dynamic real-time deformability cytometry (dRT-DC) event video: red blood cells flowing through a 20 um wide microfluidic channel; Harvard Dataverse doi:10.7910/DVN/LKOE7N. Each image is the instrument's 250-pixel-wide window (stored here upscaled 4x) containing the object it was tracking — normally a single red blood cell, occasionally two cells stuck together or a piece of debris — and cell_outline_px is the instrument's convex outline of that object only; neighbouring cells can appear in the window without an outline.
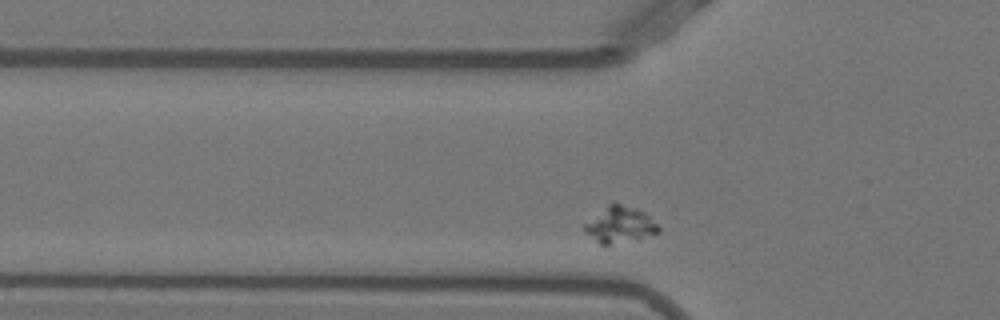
{"species": "Egyptian fruit bat (a non-hibernating species)", "species_latin": "Rousettus aegyptiacus", "temperature_condition": "warm", "stored_images_in_passage": 36, "camera_frame_rate_fps": 3000, "um_per_image_px": 0.085, "animal": {"sex": "female"}, "frame": {"image": 1, "passage_image": 5, "time_ms": 1.333, "image_size_px": [1000, 320], "cell_outline_px": [[660, 232], [608, 244], [600, 244], [584, 232], [580, 224], [612, 200], [616, 200], [644, 212], [660, 228]], "centroid_in_image_um": [52.56, 19.02], "position_along_channel_um": 73.2, "area_um2": 15.72}}
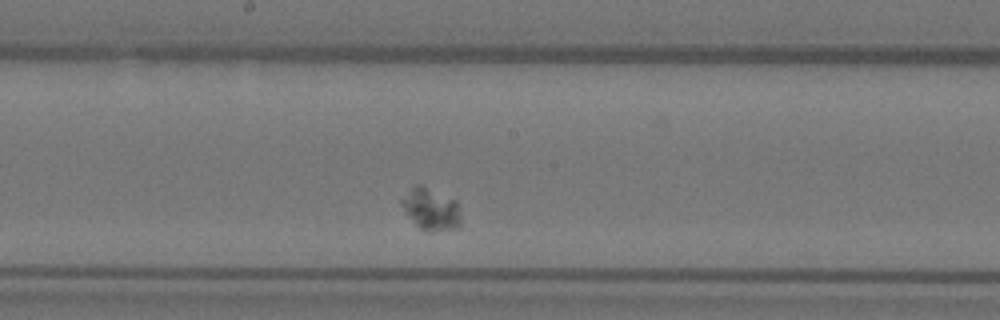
{"frame": {"image": 2, "passage_image": 17, "time_ms": 5.333, "image_size_px": [1000, 320], "cell_outline_px": [[460, 228], [432, 232], [420, 228], [416, 224], [400, 204], [400, 200], [416, 184], [420, 184], [456, 200], [460, 216]], "centroid_in_image_um": [36.66, 17.79], "position_along_channel_um": 211.5, "area_um2": 14.28}}
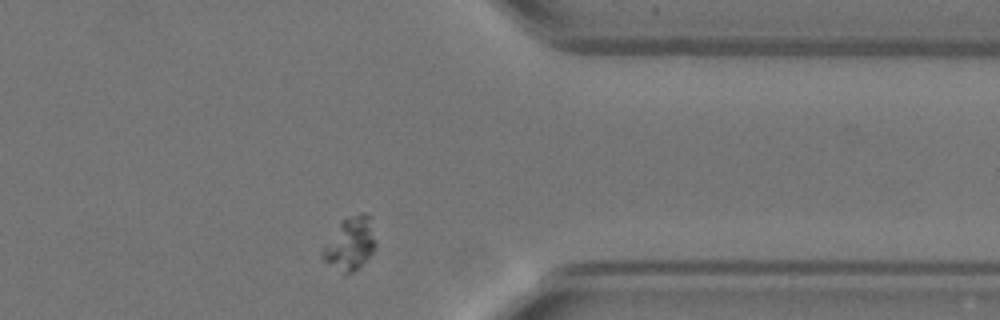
{"frame": {"image": 3, "passage_image": 32, "time_ms": 10.333, "image_size_px": [1000, 320], "cell_outline_px": [[376, 248], [352, 272], [344, 276], [324, 260], [320, 256], [320, 252], [324, 244], [340, 224], [344, 220], [360, 212], [364, 212], [372, 216], [376, 244]], "centroid_in_image_um": [29.77, 20.7], "position_along_channel_um": 381.6, "area_um2": 16.36}}